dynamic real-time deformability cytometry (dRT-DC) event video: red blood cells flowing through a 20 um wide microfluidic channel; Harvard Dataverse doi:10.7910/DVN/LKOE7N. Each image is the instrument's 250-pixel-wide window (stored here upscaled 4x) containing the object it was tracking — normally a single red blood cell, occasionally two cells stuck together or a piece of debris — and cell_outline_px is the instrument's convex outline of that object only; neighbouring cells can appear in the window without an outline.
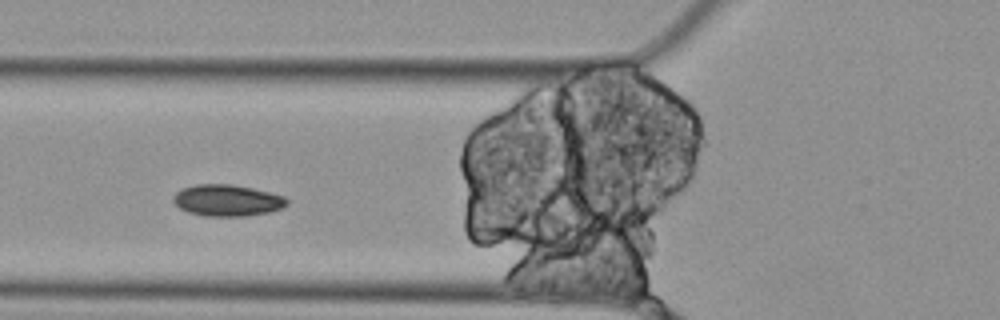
{"species": "Egyptian fruit bat (a non-hibernating species)", "species_latin": "Rousettus aegyptiacus", "temperature_condition": "cold", "stored_images_in_passage": 7, "camera_frame_rate_fps": 3000, "um_per_image_px": 0.085, "animal": {"sex": "female"}, "frame": {"image": 1, "passage_image": 3, "time_ms": 0.667, "image_size_px": [1000, 320], "cell_outline_px": [[288, 204], [284, 208], [268, 212], [244, 216], [204, 216], [188, 212], [180, 208], [172, 200], [176, 192], [184, 188], [196, 184], [232, 184], [252, 188], [284, 196], [288, 200]], "centroid_in_image_um": [19.33, 17.03], "position_along_channel_um": 106.5, "area_um2": 20.81}}
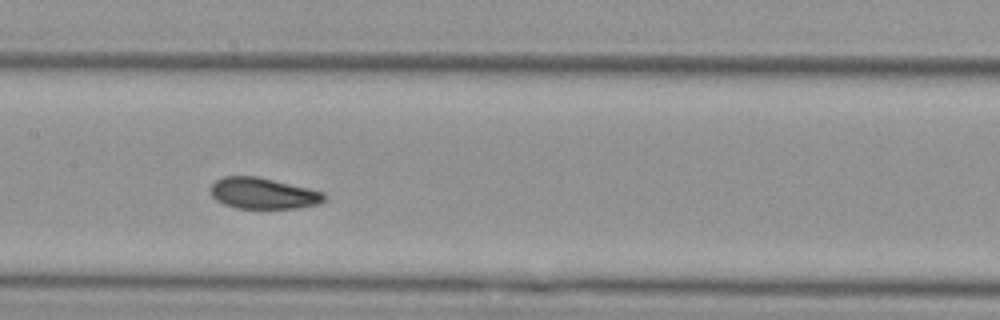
{"frame": {"image": 2, "passage_image": 5, "time_ms": 1.333, "image_size_px": [1000, 320], "cell_outline_px": [[324, 200], [316, 204], [296, 208], [236, 208], [224, 204], [216, 200], [212, 196], [212, 184], [216, 180], [224, 176], [256, 176], [308, 188], [324, 192]], "centroid_in_image_um": [22.34, 16.43], "position_along_channel_um": 185.1, "area_um2": 20.29}}
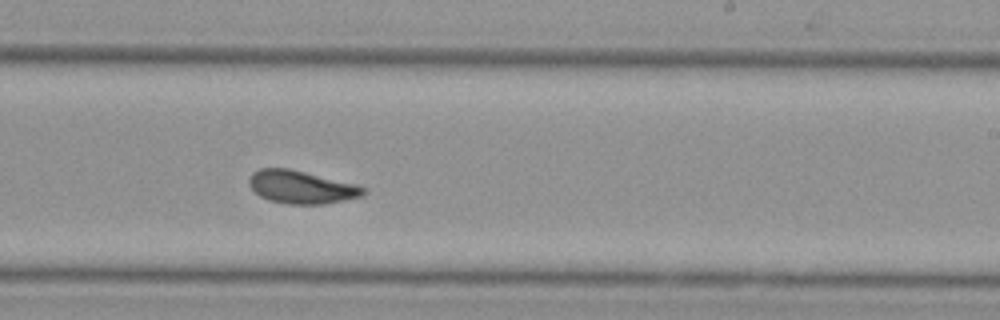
{"frame": {"image": 3, "passage_image": 7, "time_ms": 2.0, "image_size_px": [1000, 320], "cell_outline_px": [[364, 196], [324, 204], [288, 204], [268, 200], [260, 196], [248, 184], [248, 180], [252, 172], [260, 168], [288, 168], [356, 184], [364, 188]], "centroid_in_image_um": [25.59, 15.9], "position_along_channel_um": 263.4, "area_um2": 21.85}}